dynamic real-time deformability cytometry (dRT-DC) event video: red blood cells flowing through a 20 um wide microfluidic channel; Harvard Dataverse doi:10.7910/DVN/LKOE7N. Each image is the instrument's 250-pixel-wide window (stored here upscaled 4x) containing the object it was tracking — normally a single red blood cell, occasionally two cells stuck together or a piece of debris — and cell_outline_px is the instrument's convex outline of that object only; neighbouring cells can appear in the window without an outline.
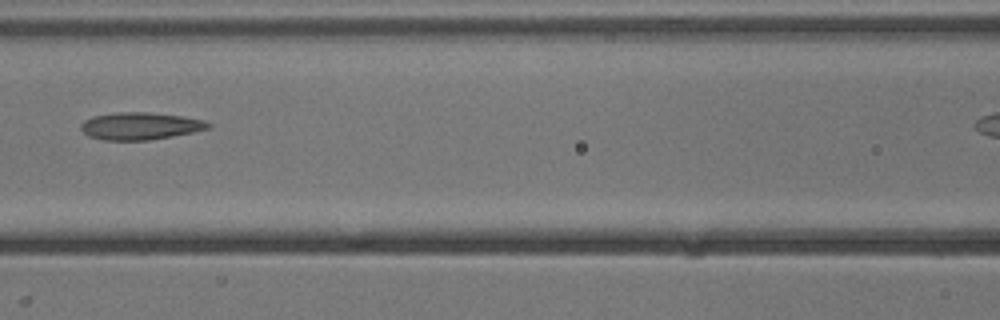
{"species": "common noctule bat (a hibernating species)", "species_latin": "Nyctalus noctula", "temperature_condition": "cold", "stored_images_in_passage": 6, "camera_frame_rate_fps": 3000, "um_per_image_px": 0.085, "animal": {"sex": "male", "body_mass_g": 13.3}, "frame": {"image": 1, "passage_image": 5, "time_ms": 4.667, "image_size_px": [1000, 320], "cell_outline_px": [[212, 124], [208, 128], [192, 132], [172, 136], [148, 140], [104, 140], [88, 136], [80, 128], [80, 124], [84, 120], [92, 116], [120, 112], [148, 112], [180, 116], [204, 120]], "centroid_in_image_um": [11.88, 10.71], "position_along_channel_um": 154.7, "area_um2": 20.11}}
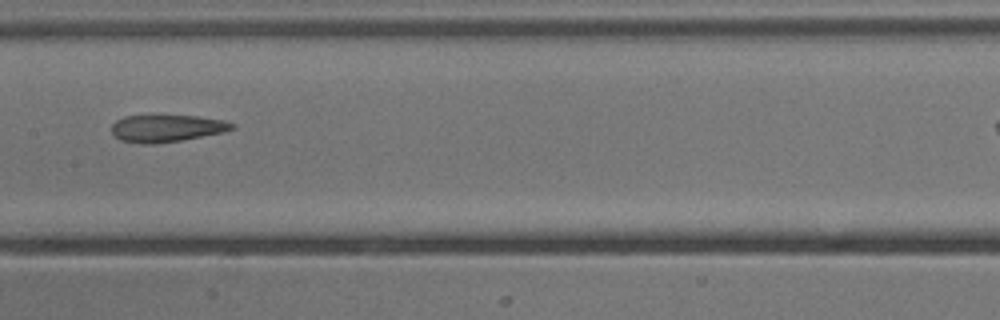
{"frame": {"image": 2, "passage_image": 6, "time_ms": 5.667, "image_size_px": [1000, 320], "cell_outline_px": [[236, 128], [224, 132], [180, 140], [152, 144], [140, 144], [120, 140], [112, 132], [112, 124], [116, 120], [124, 116], [196, 116], [224, 120], [236, 124]], "centroid_in_image_um": [14.18, 10.91], "position_along_channel_um": 193.2, "area_um2": 18.96}}